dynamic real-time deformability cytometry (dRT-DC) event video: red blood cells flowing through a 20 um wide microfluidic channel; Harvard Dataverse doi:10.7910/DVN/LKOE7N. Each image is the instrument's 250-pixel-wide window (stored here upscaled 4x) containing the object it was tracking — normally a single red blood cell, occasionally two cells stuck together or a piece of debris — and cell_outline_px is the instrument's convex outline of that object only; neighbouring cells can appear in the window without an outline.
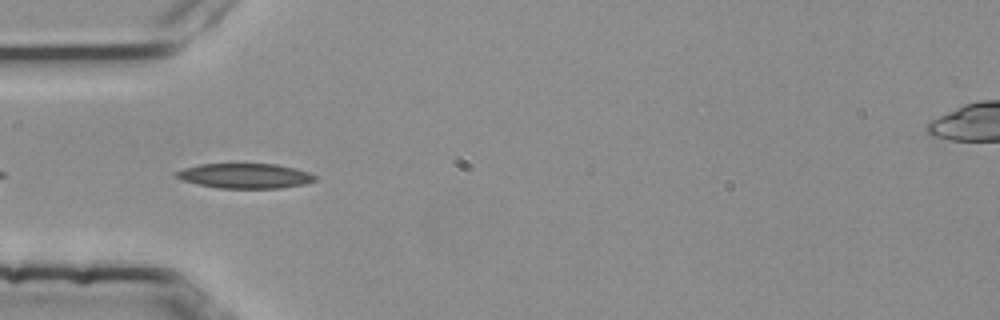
{"species": "common noctule bat (a hibernating species)", "species_latin": "Nyctalus noctula", "temperature_condition": "room temperature", "stored_images_in_passage": 10, "camera_frame_rate_fps": 3000, "um_per_image_px": 0.085, "animal": {"sex": "female", "body_mass_g": 25.1}, "frame": {"image": 1, "passage_image": 2, "time_ms": 0.333, "image_size_px": [1000, 320], "cell_outline_px": [[316, 180], [304, 184], [280, 188], [220, 188], [200, 184], [184, 180], [176, 176], [176, 172], [184, 168], [200, 164], [276, 164], [296, 168], [308, 172], [316, 176]], "centroid_in_image_um": [20.88, 14.94], "position_along_channel_um": 64.1, "area_um2": 19.88}}